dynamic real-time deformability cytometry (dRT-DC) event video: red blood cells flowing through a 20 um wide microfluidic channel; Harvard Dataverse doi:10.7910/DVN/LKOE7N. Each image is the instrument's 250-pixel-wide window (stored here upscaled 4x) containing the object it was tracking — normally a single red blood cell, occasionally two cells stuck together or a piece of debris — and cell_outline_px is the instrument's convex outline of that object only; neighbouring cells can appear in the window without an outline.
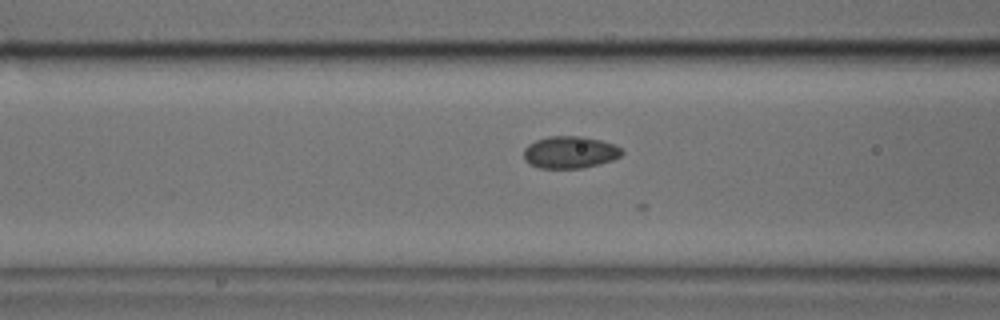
{"species": "common noctule bat (a hibernating species)", "species_latin": "Nyctalus noctula", "temperature_condition": "cold", "stored_images_in_passage": 18, "camera_frame_rate_fps": 3000, "um_per_image_px": 0.085, "animal": {"sex": "male", "body_mass_g": 17.9, "forearm_length_mm": 54.2}, "frame": {"image": 1, "passage_image": 12, "time_ms": 3.667, "image_size_px": [1000, 320], "cell_outline_px": [[624, 152], [620, 156], [612, 160], [600, 164], [584, 168], [540, 168], [528, 164], [524, 160], [524, 148], [528, 144], [536, 140], [548, 136], [584, 136], [600, 140], [612, 144], [620, 148]], "centroid_in_image_um": [48.42, 12.94], "position_along_channel_um": 118.2, "area_um2": 18.5}}